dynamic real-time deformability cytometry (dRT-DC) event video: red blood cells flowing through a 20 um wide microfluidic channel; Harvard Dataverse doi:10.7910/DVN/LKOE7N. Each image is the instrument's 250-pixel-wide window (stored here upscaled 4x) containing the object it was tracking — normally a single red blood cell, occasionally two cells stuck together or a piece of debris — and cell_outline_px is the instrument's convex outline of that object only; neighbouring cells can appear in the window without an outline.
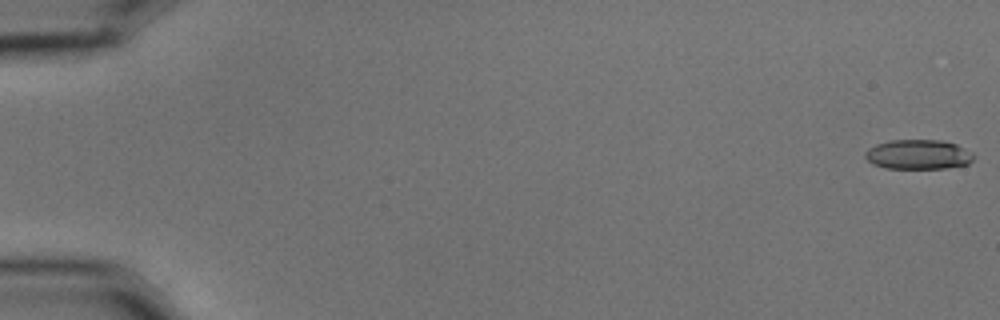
{"species": "common noctule bat (a hibernating species)", "species_latin": "Nyctalus noctula", "temperature_condition": "cold", "stored_images_in_passage": 57, "camera_frame_rate_fps": 3000, "um_per_image_px": 0.085, "animal": {"sex": "male", "body_mass_g": 15.6}, "frame": {"image": 1, "passage_image": 1, "time_ms": 0.0, "image_size_px": [1000, 320], "cell_outline_px": [[976, 156], [968, 164], [948, 168], [884, 168], [872, 164], [864, 156], [864, 152], [868, 148], [876, 144], [892, 140], [940, 140], [956, 144], [972, 152]], "centroid_in_image_um": [78.05, 13.13], "position_along_channel_um": 7.0, "area_um2": 18.84}}
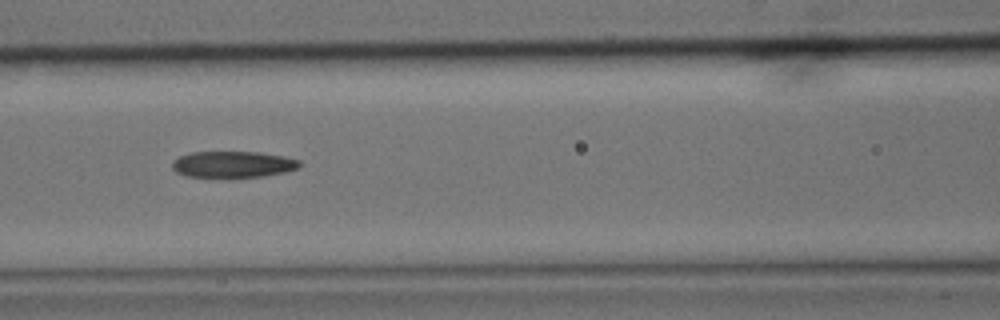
{"frame": {"image": 2, "passage_image": 26, "time_ms": 8.333, "image_size_px": [1000, 320], "cell_outline_px": [[300, 168], [284, 172], [264, 176], [188, 176], [176, 172], [172, 168], [172, 160], [180, 156], [192, 152], [260, 152], [284, 156], [300, 160]], "centroid_in_image_um": [19.82, 13.95], "position_along_channel_um": 146.8, "area_um2": 19.31}}
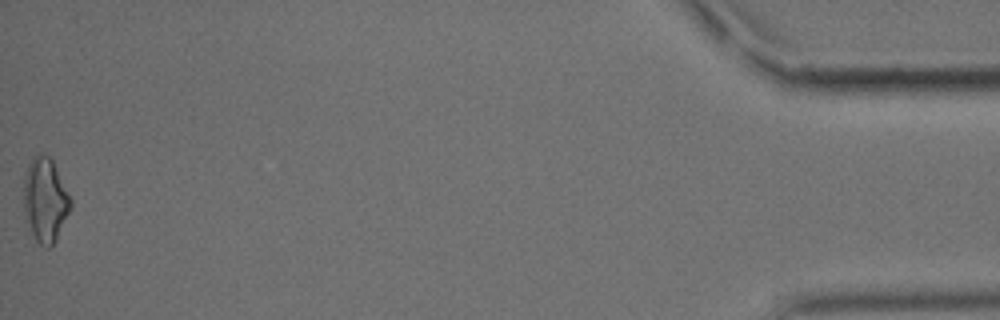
{"frame": {"image": 3, "passage_image": 57, "time_ms": 18.667, "image_size_px": [1000, 320], "cell_outline_px": [[72, 208], [56, 240], [48, 248], [44, 248], [36, 240], [32, 232], [24, 212], [24, 176], [28, 164], [36, 152], [44, 152], [52, 160], [72, 200]], "centroid_in_image_um": [3.85, 16.97], "position_along_channel_um": 431.3, "area_um2": 23.06}, "authors_computed_cell_mechanics": {"area_um2": 20.1144, "velocity_mm_per_s": 3.6088, "shape_relaxation_time_tau1_ms": 6.2176, "shape_relaxation_time_tau2_ms": 6.9628, "deformation_change_tau1": 0.1697, "deformation_change_tau2": 0.1907}}